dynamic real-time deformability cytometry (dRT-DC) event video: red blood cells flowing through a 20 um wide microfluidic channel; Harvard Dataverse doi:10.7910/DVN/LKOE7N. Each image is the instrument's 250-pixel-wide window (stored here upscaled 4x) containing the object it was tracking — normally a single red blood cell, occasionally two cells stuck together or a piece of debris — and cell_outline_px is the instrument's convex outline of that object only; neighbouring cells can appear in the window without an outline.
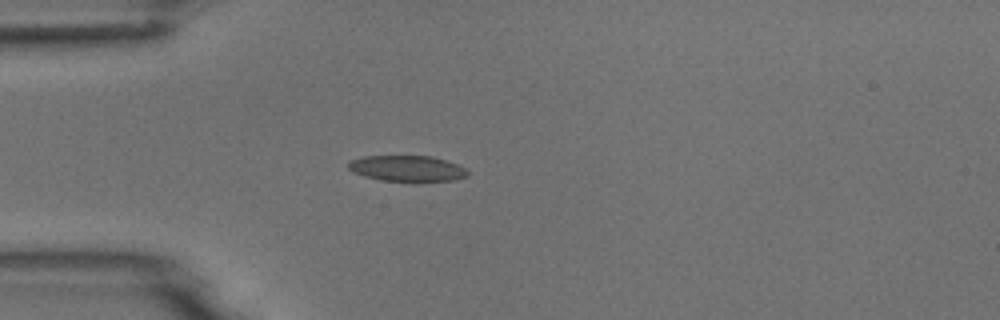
{"species": "common noctule bat (a hibernating species)", "species_latin": "Nyctalus noctula", "temperature_condition": "room temperature", "stored_images_in_passage": 2, "camera_frame_rate_fps": 3000, "um_per_image_px": 0.085, "animal": {"sex": "male", "body_mass_g": 18.8}, "frame": {"image": 1, "passage_image": 1, "time_ms": 0.0, "image_size_px": [1000, 320], "cell_outline_px": [[468, 176], [452, 180], [416, 184], [380, 180], [364, 176], [352, 172], [348, 168], [348, 164], [352, 160], [364, 156], [432, 156], [456, 164], [464, 168], [468, 172]], "centroid_in_image_um": [34.61, 14.36], "position_along_channel_um": 50.4, "area_um2": 18.55}}